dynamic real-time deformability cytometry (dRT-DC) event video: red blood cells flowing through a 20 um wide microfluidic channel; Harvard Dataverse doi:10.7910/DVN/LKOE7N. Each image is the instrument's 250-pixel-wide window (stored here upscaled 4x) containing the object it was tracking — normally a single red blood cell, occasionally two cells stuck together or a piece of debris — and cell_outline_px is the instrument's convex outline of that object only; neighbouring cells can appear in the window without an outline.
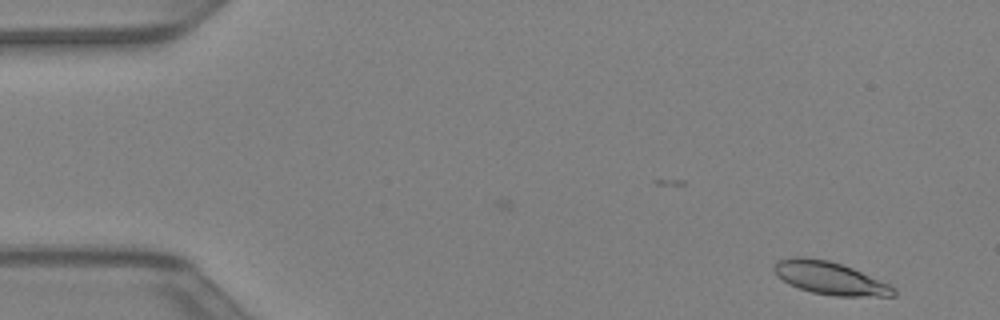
{"species": "Egyptian fruit bat (a non-hibernating species)", "species_latin": "Rousettus aegyptiacus", "temperature_condition": "warm", "stored_images_in_passage": 38, "camera_frame_rate_fps": 3000, "um_per_image_px": 0.085, "animal": {"sex": "female"}, "frame": {"image": 1, "passage_image": 1, "time_ms": 0.0, "image_size_px": [1000, 320], "cell_outline_px": [[896, 296], [832, 296], [812, 292], [788, 284], [772, 268], [780, 260], [796, 256], [800, 256], [828, 260], [852, 268], [888, 284], [896, 288]], "centroid_in_image_um": [70.57, 23.65], "position_along_channel_um": 14.4, "area_um2": 22.43}}
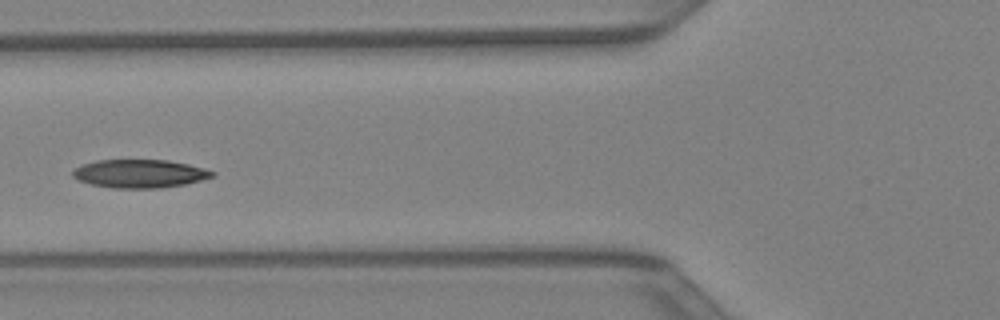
{"frame": {"image": 2, "passage_image": 15, "time_ms": 4.667, "image_size_px": [1000, 320], "cell_outline_px": [[216, 176], [184, 184], [160, 188], [112, 188], [92, 184], [80, 180], [72, 176], [72, 172], [76, 168], [84, 164], [96, 160], [168, 160], [188, 164], [204, 168], [216, 172]], "centroid_in_image_um": [11.91, 14.76], "position_along_channel_um": 113.9, "area_um2": 22.89}}
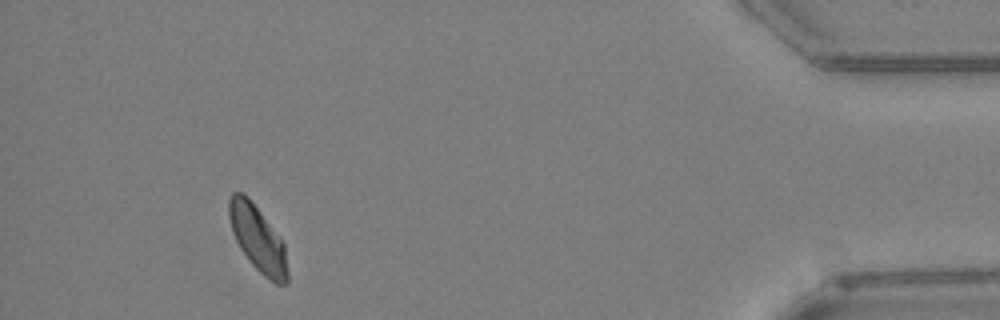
{"frame": {"image": 3, "passage_image": 38, "time_ms": 12.333, "image_size_px": [1000, 320], "cell_outline_px": [[288, 284], [276, 284], [264, 276], [248, 260], [240, 248], [232, 232], [228, 216], [228, 200], [232, 192], [244, 192], [248, 196], [284, 244], [288, 272]], "centroid_in_image_um": [21.88, 20.28], "position_along_channel_um": 413.3, "area_um2": 22.31}}